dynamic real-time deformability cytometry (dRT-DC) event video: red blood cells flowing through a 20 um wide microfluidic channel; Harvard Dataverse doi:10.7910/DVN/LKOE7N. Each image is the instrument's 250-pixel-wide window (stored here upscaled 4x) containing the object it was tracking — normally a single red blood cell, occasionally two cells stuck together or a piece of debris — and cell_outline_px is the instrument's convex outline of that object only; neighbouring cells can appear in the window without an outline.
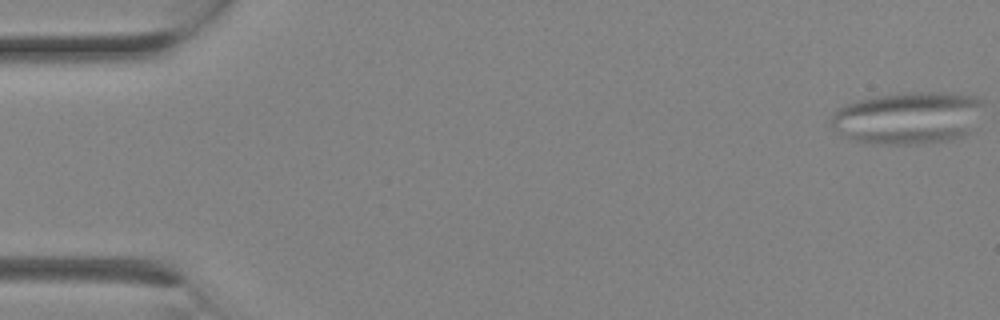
{"species": "Egyptian fruit bat (a non-hibernating species)", "species_latin": "Rousettus aegyptiacus", "temperature_condition": "room temperature", "stored_images_in_passage": 8, "camera_frame_rate_fps": 3000, "um_per_image_px": 0.085, "animal": {"sex": "female"}, "frame": {"image": 1, "passage_image": 1, "time_ms": 0.0, "image_size_px": [1000, 320], "cell_outline_px": [[980, 104], [968, 132], [964, 136], [952, 140], [924, 144], [872, 144], [852, 140], [844, 136], [832, 128], [832, 112], [836, 108], [844, 104], [876, 96], [900, 92], [960, 92], [976, 96], [980, 100]], "centroid_in_image_um": [77.1, 10.02], "position_along_channel_um": 7.9, "area_um2": 46.53}}
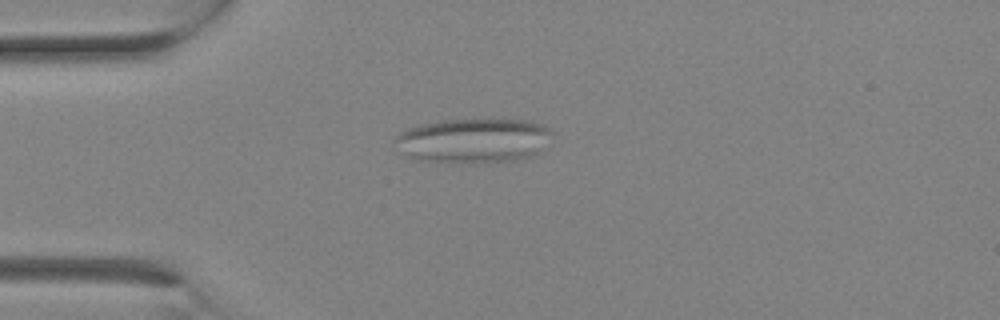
{"frame": {"image": 2, "passage_image": 7, "time_ms": 2.0, "image_size_px": [1000, 320], "cell_outline_px": [[556, 132], [552, 144], [540, 152], [532, 156], [516, 160], [472, 164], [452, 164], [420, 160], [408, 156], [392, 140], [400, 132], [408, 128], [420, 124], [444, 120], [528, 120], [544, 124], [552, 128]], "centroid_in_image_um": [40.37, 11.97], "position_along_channel_um": 44.6, "area_um2": 42.02}}